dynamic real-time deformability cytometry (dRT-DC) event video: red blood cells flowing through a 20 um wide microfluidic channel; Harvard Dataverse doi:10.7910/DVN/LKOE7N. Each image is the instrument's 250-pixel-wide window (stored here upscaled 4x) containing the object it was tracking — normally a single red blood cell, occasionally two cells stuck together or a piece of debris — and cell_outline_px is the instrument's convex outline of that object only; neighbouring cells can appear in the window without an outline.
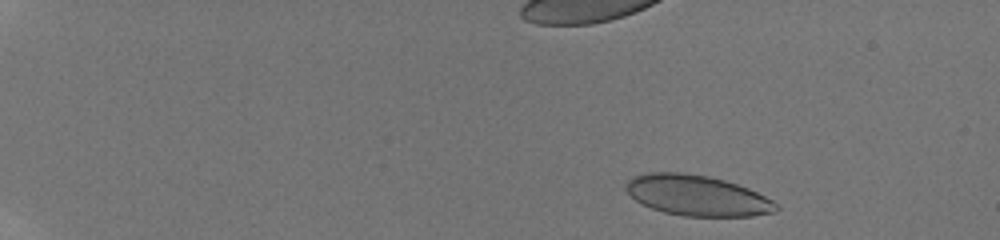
{"species": "human", "species_latin": "Homo sapiens", "temperature_condition": "room temperature", "stored_images_in_passage": 17, "camera_frame_rate_fps": 3000, "um_per_image_px": 0.085, "donor": {"sex": "male"}, "frame": {"image": 1, "passage_image": 3, "time_ms": 0.667, "image_size_px": [1000, 240], "cell_outline_px": [[780, 208], [776, 212], [752, 216], [684, 216], [664, 212], [640, 204], [624, 188], [624, 184], [632, 176], [648, 172], [684, 172], [708, 176], [724, 180], [748, 188], [772, 200]], "centroid_in_image_um": [59.22, 16.61], "position_along_channel_um": 25.8, "area_um2": 35.6}}